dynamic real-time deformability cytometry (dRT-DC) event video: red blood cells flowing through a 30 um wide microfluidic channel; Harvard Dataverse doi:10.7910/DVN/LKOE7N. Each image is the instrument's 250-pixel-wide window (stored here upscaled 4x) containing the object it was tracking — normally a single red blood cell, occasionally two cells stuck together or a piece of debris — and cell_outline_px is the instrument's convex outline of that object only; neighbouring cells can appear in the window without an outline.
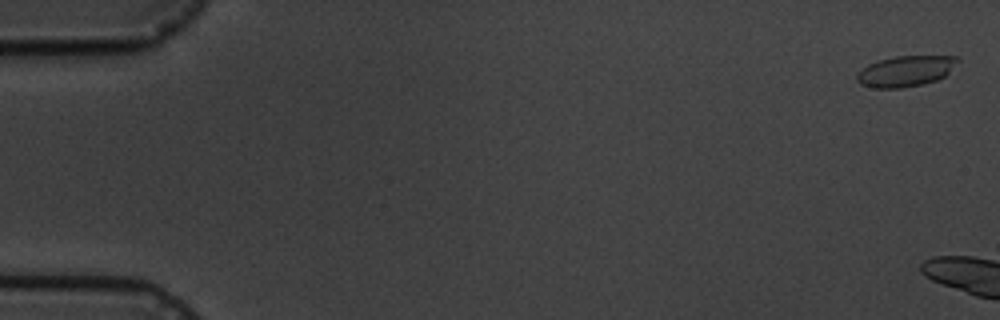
{"species": "common noctule bat (a hibernating species)", "species_latin": "Nyctalus noctula", "temperature_condition": "cold", "stored_images_in_passage": 3, "camera_frame_rate_fps": 3000, "um_per_image_px": 0.085, "animal": {"sex": "male", "body_mass_g": 19.5, "forearm_length_mm": 54.6}, "frame": {"image": 1, "passage_image": 1, "time_ms": 0.0, "image_size_px": [1000, 320], "cell_outline_px": [[960, 60], [944, 76], [936, 80], [920, 84], [900, 88], [876, 88], [860, 84], [856, 80], [856, 76], [868, 64], [880, 60], [896, 56], [956, 56]], "centroid_in_image_um": [76.97, 6.04], "position_along_channel_um": 8.0, "area_um2": 17.74}}